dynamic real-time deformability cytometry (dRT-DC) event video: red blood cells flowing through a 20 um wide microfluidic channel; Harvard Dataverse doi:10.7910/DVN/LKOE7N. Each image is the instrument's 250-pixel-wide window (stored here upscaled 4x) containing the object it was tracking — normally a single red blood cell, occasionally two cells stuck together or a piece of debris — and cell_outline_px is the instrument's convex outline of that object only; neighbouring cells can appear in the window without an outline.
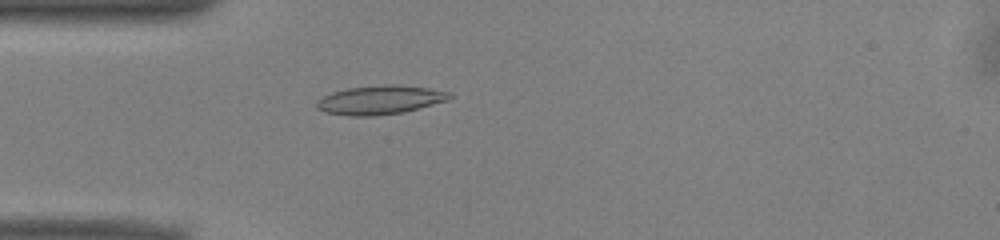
{"species": "common noctule bat (a hibernating species)", "species_latin": "Nyctalus noctula", "temperature_condition": "warm", "stored_images_in_passage": 50, "camera_frame_rate_fps": 3000, "um_per_image_px": 0.085, "animal": {"sex": "male", "body_mass_g": 13.0, "forearm_length_mm": 53.1}, "frame": {"image": 1, "passage_image": 13, "time_ms": 4.0, "image_size_px": [1000, 240], "cell_outline_px": [[452, 96], [448, 100], [404, 112], [372, 116], [348, 116], [324, 112], [316, 108], [316, 100], [332, 92], [348, 88], [384, 84], [396, 84], [428, 88], [452, 92]], "centroid_in_image_um": [32.29, 8.49], "position_along_channel_um": 52.7, "area_um2": 22.48}}
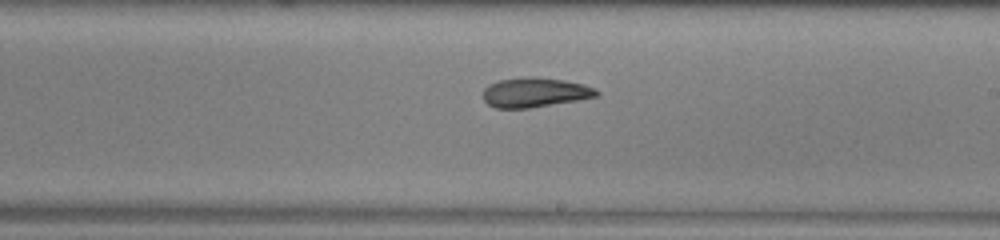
{"frame": {"image": 2, "passage_image": 28, "time_ms": 9.0, "image_size_px": [1000, 240], "cell_outline_px": [[600, 92], [596, 96], [576, 100], [528, 108], [496, 108], [488, 104], [484, 100], [484, 88], [488, 84], [500, 80], [520, 76], [532, 76], [564, 80], [584, 84]], "centroid_in_image_um": [45.42, 7.84], "position_along_channel_um": 243.6, "area_um2": 19.48}}
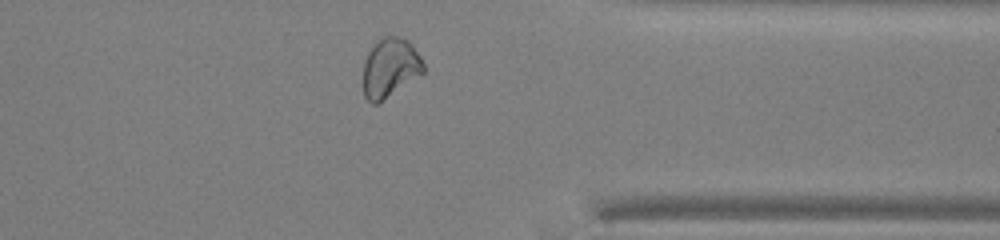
{"frame": {"image": 3, "passage_image": 39, "time_ms": 12.667, "image_size_px": [1000, 240], "cell_outline_px": [[424, 72], [376, 104], [372, 104], [364, 96], [364, 60], [372, 44], [384, 36], [400, 36], [408, 40], [412, 44], [420, 56], [424, 64]], "centroid_in_image_um": [33.15, 5.72], "position_along_channel_um": 378.2, "area_um2": 20.63}, "authors_computed_cell_mechanics": {"area_um2": 21.1548, "velocity_mm_per_s": 3.9461, "shape_relaxation_time_tau1_ms": null, "shape_relaxation_time_tau2_ms": 1.7537, "deformation_change_tau1": null, "deformation_change_tau2": 0.077}}